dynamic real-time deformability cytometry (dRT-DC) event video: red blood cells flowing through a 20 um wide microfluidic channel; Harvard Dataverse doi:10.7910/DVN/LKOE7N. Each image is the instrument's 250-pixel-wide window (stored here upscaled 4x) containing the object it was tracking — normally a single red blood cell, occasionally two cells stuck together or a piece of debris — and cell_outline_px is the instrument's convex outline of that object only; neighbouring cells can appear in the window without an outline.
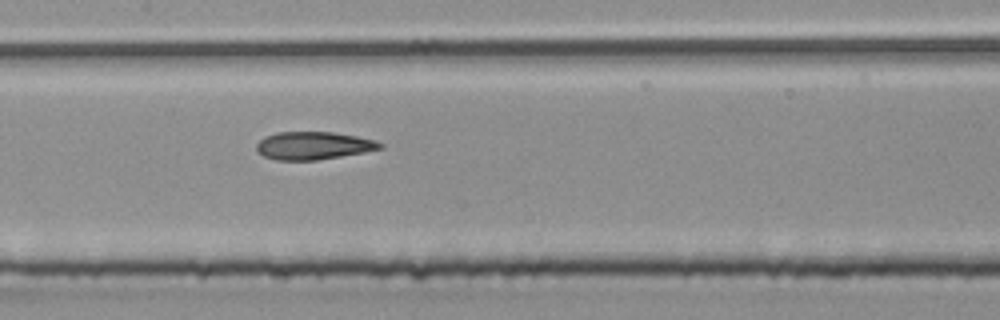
{"species": "common noctule bat (a hibernating species)", "species_latin": "Nyctalus noctula", "temperature_condition": "room temperature", "stored_images_in_passage": 5, "camera_frame_rate_fps": 3000, "um_per_image_px": 0.085, "animal": {"sex": "male", "body_mass_g": 20.4}, "frame": {"image": 1, "passage_image": 5, "time_ms": 1.333, "image_size_px": [1000, 320], "cell_outline_px": [[384, 148], [364, 152], [316, 160], [276, 160], [264, 156], [256, 152], [256, 144], [264, 136], [276, 132], [332, 132], [356, 136], [376, 140], [384, 144]], "centroid_in_image_um": [26.62, 12.37], "position_along_channel_um": 180.8, "area_um2": 20.11}}